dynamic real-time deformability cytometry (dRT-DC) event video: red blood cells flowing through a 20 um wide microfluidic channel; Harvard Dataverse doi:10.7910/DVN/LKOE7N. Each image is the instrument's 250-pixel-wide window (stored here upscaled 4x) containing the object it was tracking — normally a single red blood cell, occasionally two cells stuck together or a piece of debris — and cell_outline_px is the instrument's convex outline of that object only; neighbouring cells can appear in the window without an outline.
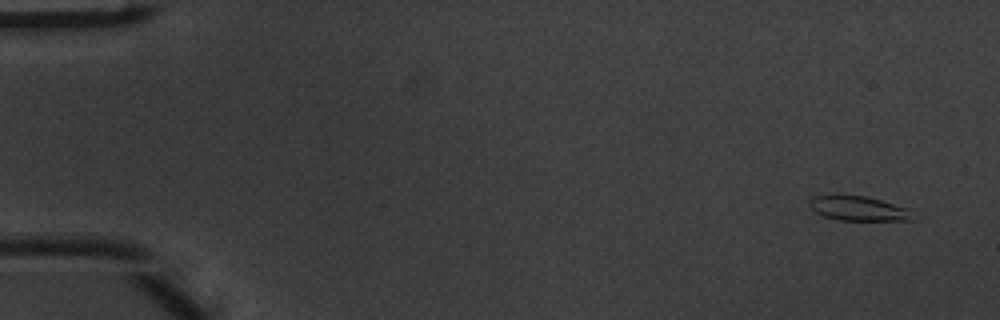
{"species": "common noctule bat (a hibernating species)", "species_latin": "Nyctalus noctula", "temperature_condition": "warm", "stored_images_in_passage": 5, "camera_frame_rate_fps": 3000, "um_per_image_px": 0.085, "animal": {"sex": "male", "body_mass_g": 20.1, "forearm_length_mm": 53.5}, "frame": {"image": 1, "passage_image": 5, "time_ms": 1.333, "image_size_px": [1000, 320], "cell_outline_px": [[912, 220], [836, 220], [824, 216], [816, 212], [808, 204], [808, 200], [812, 196], [836, 192], [864, 196], [880, 200], [908, 208]], "centroid_in_image_um": [72.82, 17.67], "position_along_channel_um": 12.2, "area_um2": 15.14}}